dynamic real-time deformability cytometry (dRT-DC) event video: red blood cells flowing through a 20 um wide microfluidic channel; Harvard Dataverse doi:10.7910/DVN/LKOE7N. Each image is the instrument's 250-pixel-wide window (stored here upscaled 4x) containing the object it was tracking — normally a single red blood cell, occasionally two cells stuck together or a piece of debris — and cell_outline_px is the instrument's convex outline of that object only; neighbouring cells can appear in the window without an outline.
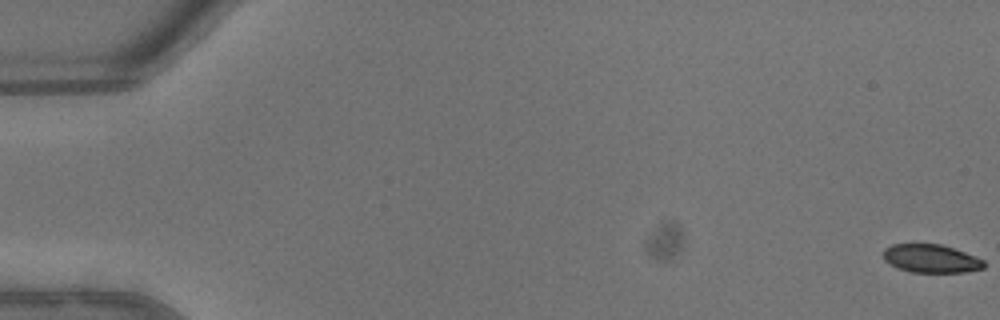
{"species": "common noctule bat (a hibernating species)", "species_latin": "Nyctalus noctula", "temperature_condition": "warm", "stored_images_in_passage": 46, "camera_frame_rate_fps": 3000, "um_per_image_px": 0.085, "animal": {"sex": "male", "body_mass_g": 13.3}, "frame": {"image": 1, "passage_image": 1, "time_ms": 0.0, "image_size_px": [1000, 320], "cell_outline_px": [[984, 268], [964, 272], [912, 272], [900, 268], [884, 260], [884, 248], [892, 244], [940, 244], [964, 252], [984, 260]], "centroid_in_image_um": [79.14, 21.97], "position_along_channel_um": 5.9, "area_um2": 16.3}}
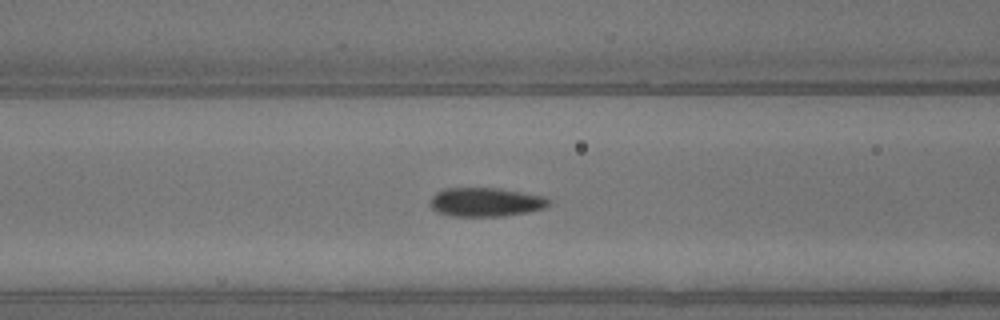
{"frame": {"image": 2, "passage_image": 20, "time_ms": 6.333, "image_size_px": [1000, 320], "cell_outline_px": [[552, 204], [544, 208], [528, 212], [504, 216], [452, 216], [436, 212], [432, 208], [432, 196], [436, 192], [444, 188], [496, 188], [548, 196]], "centroid_in_image_um": [41.34, 17.17], "position_along_channel_um": 125.3, "area_um2": 20.11}}
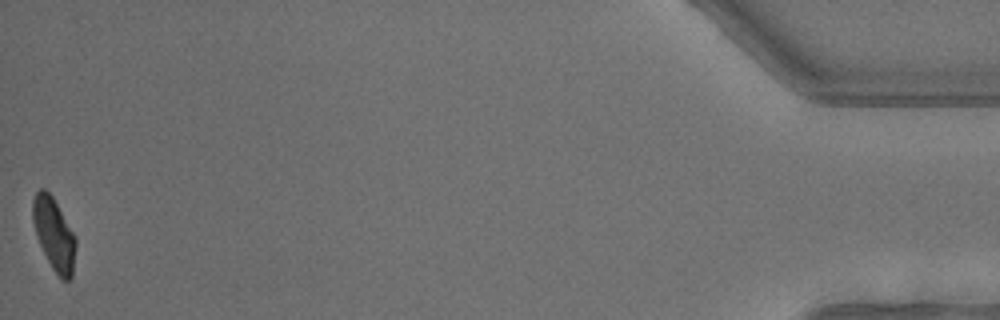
{"frame": {"image": 3, "passage_image": 46, "time_ms": 15.0, "image_size_px": [1000, 320], "cell_outline_px": [[76, 248], [72, 280], [64, 280], [52, 268], [40, 244], [32, 220], [32, 200], [36, 192], [40, 188], [44, 188], [52, 196], [72, 232], [76, 240]], "centroid_in_image_um": [4.59, 19.9], "position_along_channel_um": 430.6, "area_um2": 17.74}, "authors_computed_cell_mechanics": {"area_um2": 19.363, "velocity_mm_per_s": 4.6602, "shape_relaxation_time_tau1_ms": 5.5505, "shape_relaxation_time_tau2_ms": null, "deformation_change_tau1": 0.1641, "deformation_change_tau2": null}}